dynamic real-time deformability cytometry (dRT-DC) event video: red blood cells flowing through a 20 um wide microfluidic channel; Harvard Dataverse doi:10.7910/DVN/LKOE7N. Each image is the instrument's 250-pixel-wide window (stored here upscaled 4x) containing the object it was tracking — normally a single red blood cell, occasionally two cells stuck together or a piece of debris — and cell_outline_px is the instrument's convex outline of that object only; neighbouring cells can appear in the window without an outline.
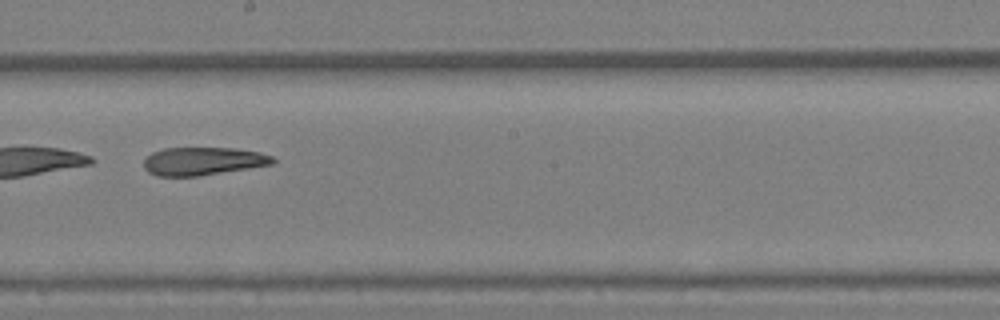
{"species": "Egyptian fruit bat (a non-hibernating species)", "species_latin": "Rousettus aegyptiacus", "temperature_condition": "warm", "stored_images_in_passage": 70, "segment_of_instrument_passage": [2, 2], "camera_frame_rate_fps": 3000, "um_per_image_px": 0.085, "animal": {"sex": "female"}, "frame": {"image": 1, "passage_image": 41, "time_ms": 13.333, "image_size_px": [1000, 320], "cell_outline_px": [[276, 160], [272, 164], [248, 168], [196, 176], [156, 176], [148, 172], [144, 168], [144, 160], [152, 152], [164, 148], [236, 148], [260, 152], [272, 156]], "centroid_in_image_um": [17.24, 13.69], "position_along_channel_um": 231.0, "area_um2": 20.98}}